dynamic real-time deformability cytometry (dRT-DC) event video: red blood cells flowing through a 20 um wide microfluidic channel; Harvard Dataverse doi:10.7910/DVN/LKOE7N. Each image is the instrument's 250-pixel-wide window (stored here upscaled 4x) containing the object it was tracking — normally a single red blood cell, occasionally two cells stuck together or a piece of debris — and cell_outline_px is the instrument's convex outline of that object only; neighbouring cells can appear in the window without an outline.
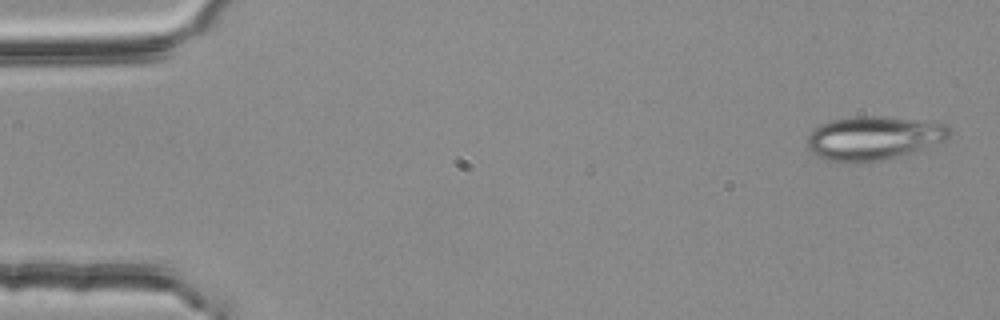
{"species": "common noctule bat (a hibernating species)", "species_latin": "Nyctalus noctula", "temperature_condition": "room temperature", "stored_images_in_passage": 53, "camera_frame_rate_fps": 3000, "um_per_image_px": 0.085, "animal": {"sex": "female", "body_mass_g": 25.1}, "frame": {"image": 1, "passage_image": 1, "time_ms": 0.0, "image_size_px": [1000, 320], "cell_outline_px": [[952, 136], [944, 140], [924, 148], [896, 156], [880, 160], [856, 164], [828, 160], [816, 156], [808, 152], [808, 136], [812, 128], [820, 124], [832, 120], [856, 116], [880, 116], [944, 124], [952, 128]], "centroid_in_image_um": [74.19, 11.75], "position_along_channel_um": 10.8, "area_um2": 36.24}}
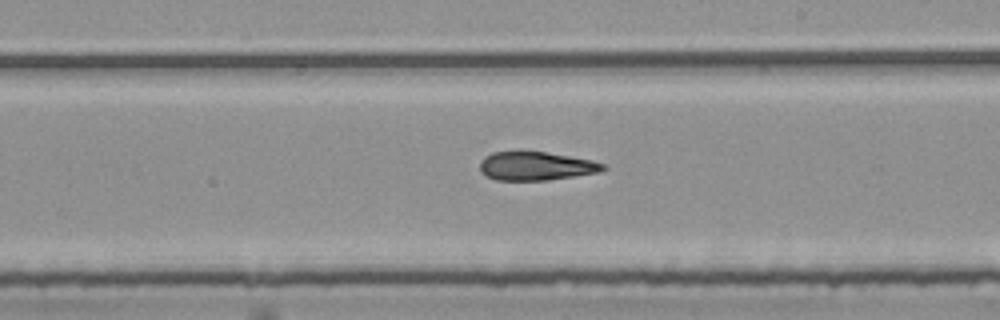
{"frame": {"image": 2, "passage_image": 30, "time_ms": 9.667, "image_size_px": [1000, 320], "cell_outline_px": [[608, 168], [596, 172], [548, 180], [496, 180], [488, 176], [480, 168], [480, 160], [484, 156], [492, 152], [520, 148], [568, 156], [588, 160], [604, 164]], "centroid_in_image_um": [45.46, 14.07], "position_along_channel_um": 243.5, "area_um2": 20.75}}
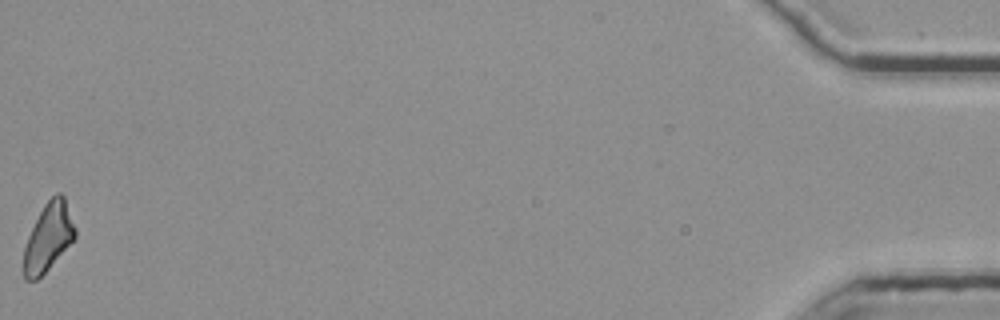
{"frame": {"image": 3, "passage_image": 53, "time_ms": 17.333, "image_size_px": [1000, 320], "cell_outline_px": [[76, 236], [48, 268], [36, 280], [24, 280], [24, 248], [28, 236], [44, 204], [56, 192], [60, 192], [64, 196], [76, 228]], "centroid_in_image_um": [4.11, 20.13], "position_along_channel_um": 431.1, "area_um2": 19.88}, "authors_computed_cell_mechanics": {"area_um2": 21.4438, "velocity_mm_per_s": 3.7918, "shape_relaxation_time_tau1_ms": null, "shape_relaxation_time_tau2_ms": 4.9799, "deformation_change_tau1": null, "deformation_change_tau2": 0.1593}}